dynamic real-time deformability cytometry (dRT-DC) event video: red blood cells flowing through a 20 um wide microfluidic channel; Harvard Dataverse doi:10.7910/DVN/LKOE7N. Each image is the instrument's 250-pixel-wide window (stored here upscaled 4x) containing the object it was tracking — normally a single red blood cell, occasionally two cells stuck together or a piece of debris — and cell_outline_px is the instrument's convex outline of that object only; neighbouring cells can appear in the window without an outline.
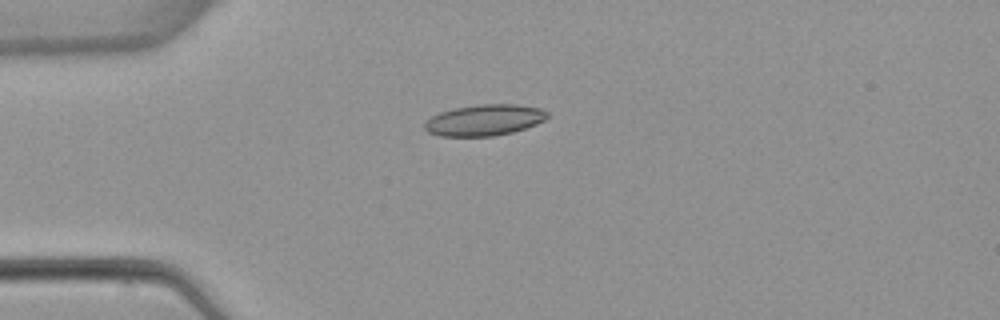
{"species": "common noctule bat (a hibernating species)", "species_latin": "Nyctalus noctula", "temperature_condition": "warm", "stored_images_in_passage": 3, "camera_frame_rate_fps": 3000, "um_per_image_px": 0.085, "animal": {"sex": "female", "body_mass_g": 22.7, "forearm_length_mm": 54.2}, "frame": {"image": 1, "passage_image": 1, "time_ms": 0.0, "image_size_px": [1000, 320], "cell_outline_px": [[548, 116], [544, 120], [536, 124], [512, 132], [496, 136], [440, 136], [428, 132], [424, 128], [424, 124], [432, 116], [440, 112], [456, 108], [480, 104], [516, 104], [540, 108], [548, 112]], "centroid_in_image_um": [41.18, 10.21], "position_along_channel_um": 43.8, "area_um2": 22.14}}
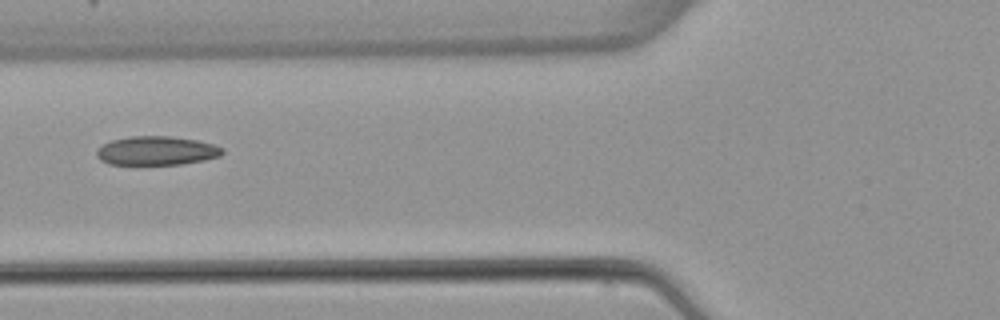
{"frame": {"image": 2, "passage_image": 3, "time_ms": 2.333, "image_size_px": [1000, 320], "cell_outline_px": [[224, 152], [220, 156], [204, 160], [184, 164], [108, 164], [100, 160], [96, 156], [96, 152], [104, 144], [112, 140], [132, 136], [172, 136], [196, 140], [212, 144], [224, 148]], "centroid_in_image_um": [13.33, 12.81], "position_along_channel_um": 112.5, "area_um2": 21.1}}